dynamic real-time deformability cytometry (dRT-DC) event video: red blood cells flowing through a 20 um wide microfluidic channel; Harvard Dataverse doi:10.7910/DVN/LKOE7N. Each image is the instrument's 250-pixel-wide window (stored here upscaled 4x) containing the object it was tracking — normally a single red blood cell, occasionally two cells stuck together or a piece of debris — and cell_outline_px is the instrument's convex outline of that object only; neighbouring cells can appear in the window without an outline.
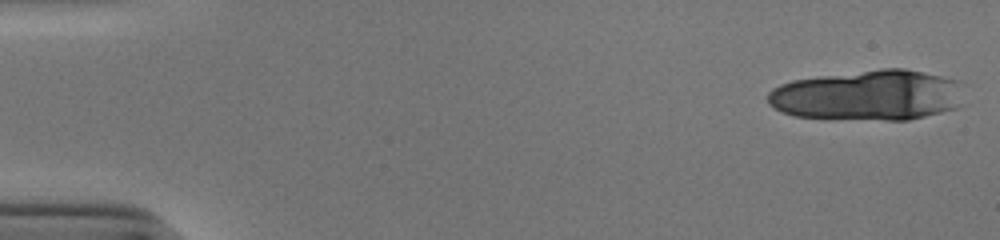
{"species": "human", "species_latin": "Homo sapiens", "temperature_condition": "cold", "stored_images_in_passage": 16, "camera_frame_rate_fps": 3000, "um_per_image_px": 0.085, "donor": {"sex": "male"}, "frame": {"image": 1, "passage_image": 1, "time_ms": 0.0, "image_size_px": [1000, 240], "cell_outline_px": [[964, 84], [956, 108], [908, 120], [828, 120], [796, 116], [780, 112], [768, 104], [768, 92], [772, 88], [780, 84], [792, 80], [820, 76], [880, 68], [904, 68], [960, 80]], "centroid_in_image_um": [73.74, 8.11], "position_along_channel_um": 11.3, "area_um2": 58.49}}